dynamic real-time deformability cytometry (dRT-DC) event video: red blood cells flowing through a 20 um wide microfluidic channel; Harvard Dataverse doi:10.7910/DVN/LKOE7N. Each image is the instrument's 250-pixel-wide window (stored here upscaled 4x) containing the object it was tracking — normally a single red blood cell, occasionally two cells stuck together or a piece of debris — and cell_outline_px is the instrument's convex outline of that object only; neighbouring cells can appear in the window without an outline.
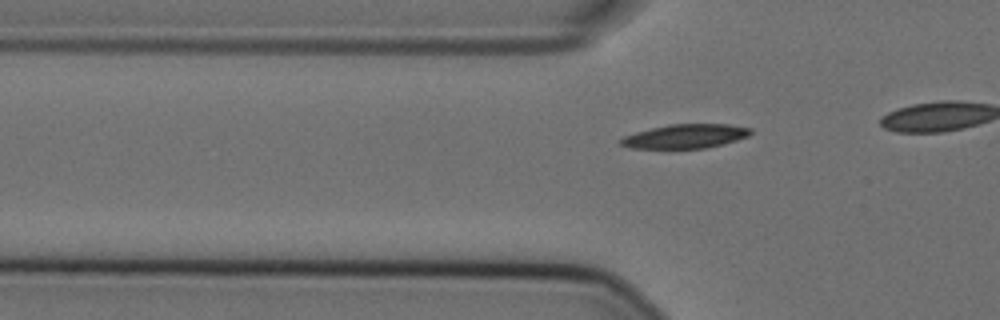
{"species": "Egyptian fruit bat (a non-hibernating species)", "species_latin": "Rousettus aegyptiacus", "temperature_condition": "cold", "stored_images_in_passage": 8, "camera_frame_rate_fps": 3000, "um_per_image_px": 0.085, "animal": {"sex": "female"}, "frame": {"image": 1, "passage_image": 2, "time_ms": 0.333, "image_size_px": [1000, 320], "cell_outline_px": [[752, 132], [748, 136], [736, 140], [704, 148], [628, 148], [620, 144], [616, 140], [624, 136], [636, 132], [668, 124], [728, 124], [752, 128]], "centroid_in_image_um": [58.21, 11.57], "position_along_channel_um": 67.6, "area_um2": 18.15}}
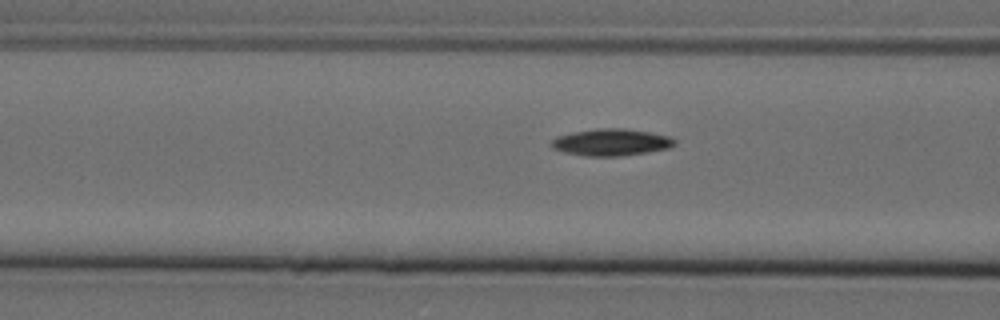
{"frame": {"image": 2, "passage_image": 6, "time_ms": 1.667, "image_size_px": [1000, 320], "cell_outline_px": [[676, 144], [668, 148], [648, 152], [620, 156], [584, 156], [564, 152], [552, 148], [552, 140], [556, 136], [572, 132], [596, 128], [624, 128], [648, 132], [668, 136], [676, 140]], "centroid_in_image_um": [51.93, 12.09], "position_along_channel_um": 114.7, "area_um2": 19.31}}